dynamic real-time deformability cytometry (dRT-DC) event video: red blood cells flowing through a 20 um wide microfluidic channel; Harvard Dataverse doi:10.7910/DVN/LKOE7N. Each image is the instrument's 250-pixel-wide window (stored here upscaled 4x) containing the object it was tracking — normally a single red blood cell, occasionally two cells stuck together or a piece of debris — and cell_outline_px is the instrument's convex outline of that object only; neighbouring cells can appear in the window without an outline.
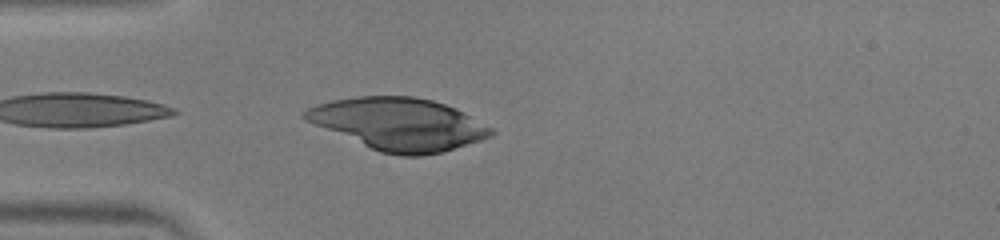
{"species": "human", "species_latin": "Homo sapiens", "temperature_condition": "warm", "stored_images_in_passage": 12, "segment_of_instrument_passage": [1, 2], "camera_frame_rate_fps": 3000, "um_per_image_px": 0.085, "donor": {"sex": "male"}, "frame": {"image": 1, "passage_image": 1, "time_ms": 0.0, "image_size_px": [1000, 240], "cell_outline_px": [[496, 132], [492, 136], [480, 140], [440, 152], [420, 156], [400, 156], [380, 152], [304, 120], [300, 116], [308, 108], [316, 104], [332, 100], [356, 96], [416, 96], [432, 100], [456, 108], [464, 112], [492, 128]], "centroid_in_image_um": [33.88, 10.53], "position_along_channel_um": 51.1, "area_um2": 56.41}}
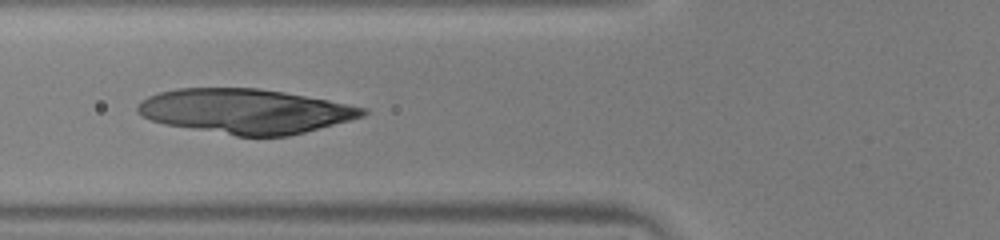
{"frame": {"image": 2, "passage_image": 6, "time_ms": 1.667, "image_size_px": [1000, 240], "cell_outline_px": [[368, 112], [364, 116], [304, 132], [288, 136], [236, 136], [164, 124], [152, 120], [136, 112], [136, 104], [140, 100], [148, 96], [160, 92], [176, 88], [260, 88], [284, 92], [328, 100], [368, 108]], "centroid_in_image_um": [20.83, 9.44], "position_along_channel_um": 105.0, "area_um2": 58.49}}
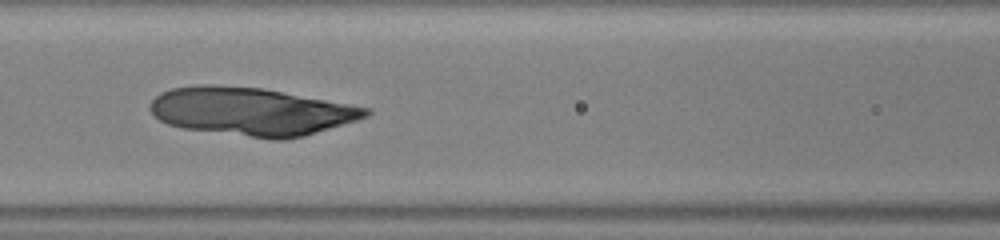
{"frame": {"image": 3, "passage_image": 9, "time_ms": 2.667, "image_size_px": [1000, 240], "cell_outline_px": [[372, 112], [368, 116], [356, 120], [304, 136], [284, 140], [272, 140], [184, 128], [168, 124], [160, 120], [148, 108], [148, 104], [160, 92], [172, 88], [196, 84], [212, 84], [264, 88], [372, 108]], "centroid_in_image_um": [21.35, 9.46], "position_along_channel_um": 145.2, "area_um2": 60.69}}